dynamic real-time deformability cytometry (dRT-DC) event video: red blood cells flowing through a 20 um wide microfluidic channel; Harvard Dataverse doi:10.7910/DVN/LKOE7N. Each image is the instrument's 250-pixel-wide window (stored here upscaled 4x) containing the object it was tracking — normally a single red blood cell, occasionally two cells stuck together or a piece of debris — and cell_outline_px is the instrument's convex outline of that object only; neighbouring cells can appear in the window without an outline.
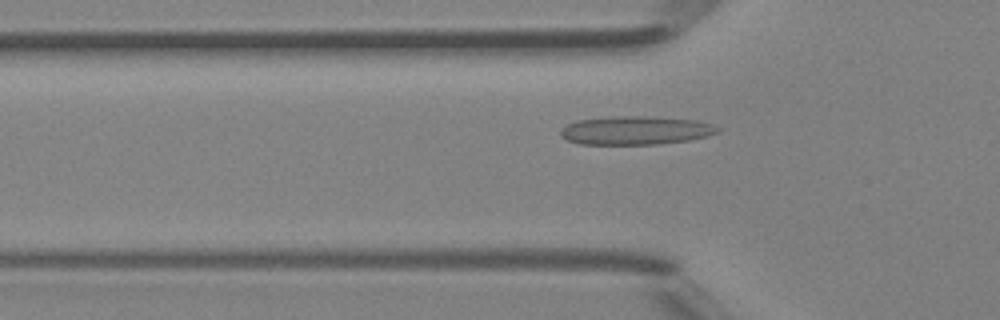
{"species": "Egyptian fruit bat (a non-hibernating species)", "species_latin": "Rousettus aegyptiacus", "temperature_condition": "room temperature", "stored_images_in_passage": 38, "camera_frame_rate_fps": 3000, "um_per_image_px": 0.085, "animal": {"sex": "female"}, "frame": {"image": 1, "passage_image": 9, "time_ms": 2.667, "image_size_px": [1000, 320], "cell_outline_px": [[720, 132], [708, 136], [692, 140], [656, 144], [580, 144], [568, 140], [560, 136], [560, 128], [576, 120], [612, 116], [640, 116], [700, 120], [712, 124], [720, 128]], "centroid_in_image_um": [54.05, 11.08], "position_along_channel_um": 71.7, "area_um2": 26.36}}
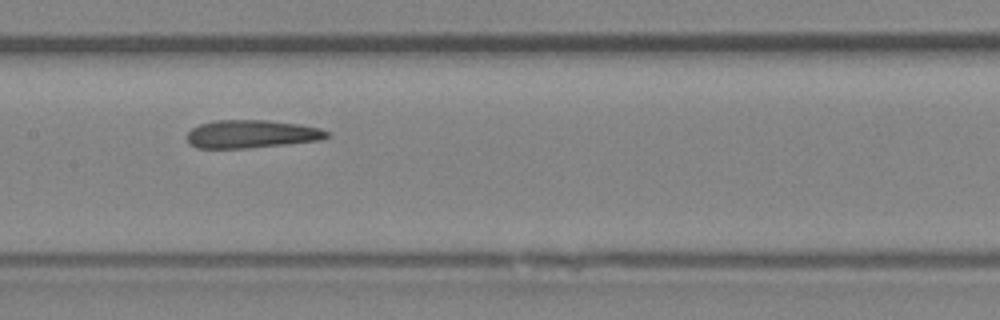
{"frame": {"image": 2, "passage_image": 17, "time_ms": 5.333, "image_size_px": [1000, 320], "cell_outline_px": [[332, 136], [320, 140], [248, 148], [196, 148], [188, 144], [188, 132], [192, 128], [200, 124], [216, 120], [264, 120], [300, 124], [320, 128], [332, 132]], "centroid_in_image_um": [21.41, 11.39], "position_along_channel_um": 186.0, "area_um2": 22.95}}
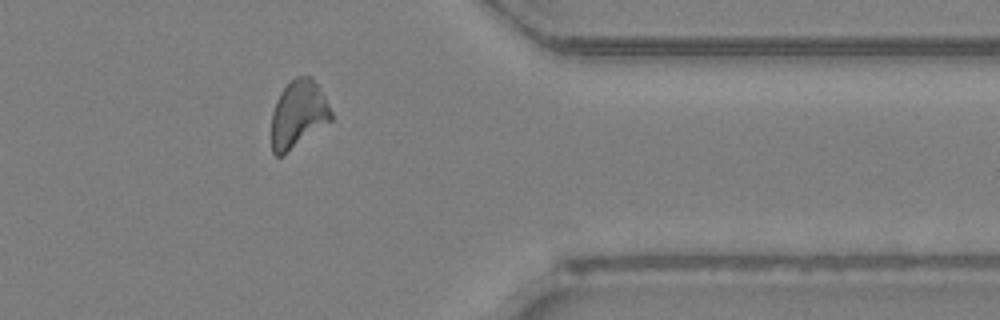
{"frame": {"image": 3, "passage_image": 32, "time_ms": 10.333, "image_size_px": [1000, 320], "cell_outline_px": [[332, 120], [284, 156], [276, 156], [272, 152], [272, 112], [276, 100], [280, 92], [296, 76], [312, 76], [320, 88], [332, 112]], "centroid_in_image_um": [25.35, 9.72], "position_along_channel_um": 386.1, "area_um2": 23.58}, "authors_computed_cell_mechanics": {"area_um2": 23.4379, "velocity_mm_per_s": 4.2847, "shape_relaxation_time_tau1_ms": null, "shape_relaxation_time_tau2_ms": 2.0309, "deformation_change_tau1": null, "deformation_change_tau2": 0.1199}}